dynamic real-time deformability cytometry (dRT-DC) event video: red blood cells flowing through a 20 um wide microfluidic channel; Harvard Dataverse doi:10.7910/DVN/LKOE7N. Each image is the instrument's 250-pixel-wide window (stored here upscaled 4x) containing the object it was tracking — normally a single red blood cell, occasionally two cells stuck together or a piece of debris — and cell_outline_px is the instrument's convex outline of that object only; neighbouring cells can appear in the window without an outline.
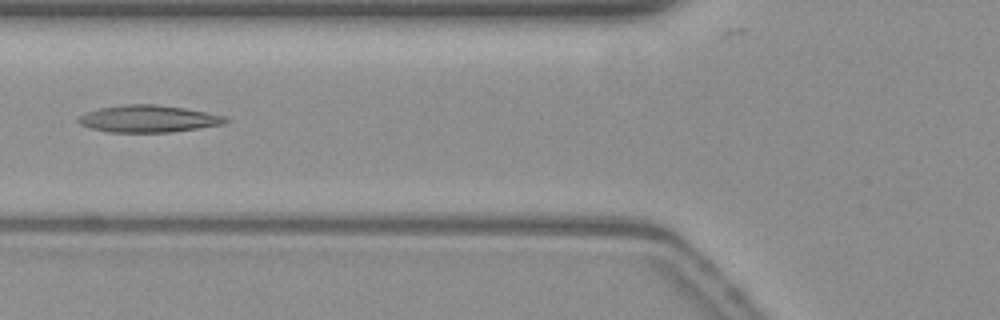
{"species": "common noctule bat (a hibernating species)", "species_latin": "Nyctalus noctula", "temperature_condition": "warm", "stored_images_in_passage": 51, "segment_of_instrument_passage": [1, 2], "camera_frame_rate_fps": 3000, "um_per_image_px": 0.085, "animal": {"sex": "female", "body_mass_g": 19.3, "forearm_length_mm": 54.1}, "frame": {"image": 1, "passage_image": 16, "time_ms": 5.0, "image_size_px": [1000, 320], "cell_outline_px": [[232, 120], [224, 124], [168, 132], [108, 132], [92, 128], [80, 124], [76, 120], [84, 112], [100, 108], [124, 104], [156, 104], [184, 108], [224, 116]], "centroid_in_image_um": [12.59, 10.09], "position_along_channel_um": 113.2, "area_um2": 23.06}}
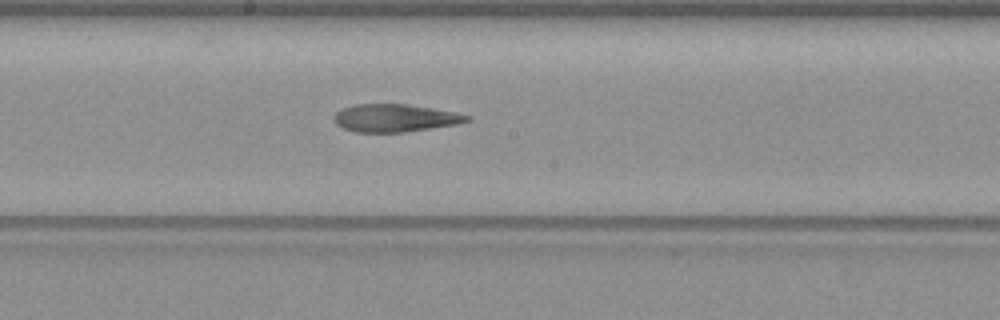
{"frame": {"image": 2, "passage_image": 24, "time_ms": 7.667, "image_size_px": [1000, 320], "cell_outline_px": [[472, 120], [456, 124], [404, 132], [356, 132], [344, 128], [336, 124], [332, 116], [336, 112], [352, 104], [408, 104], [456, 112], [472, 116]], "centroid_in_image_um": [33.58, 10.02], "position_along_channel_um": 214.6, "area_um2": 21.5}}
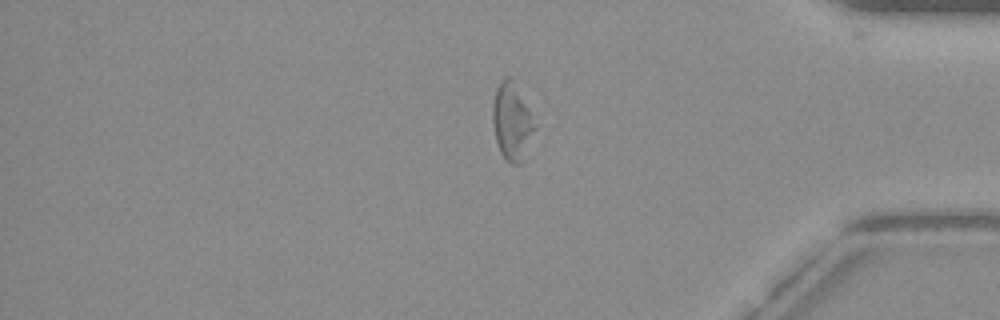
{"frame": {"image": 3, "passage_image": 40, "time_ms": 13.0, "image_size_px": [1000, 320], "cell_outline_px": [[540, 124], [524, 160], [520, 164], [512, 164], [500, 152], [496, 140], [492, 124], [492, 104], [496, 88], [508, 76], [512, 76]], "centroid_in_image_um": [43.6, 10.33], "position_along_channel_um": 391.6, "area_um2": 20.0}}